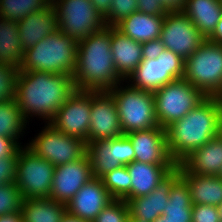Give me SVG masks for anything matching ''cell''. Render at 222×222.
<instances>
[{
    "instance_id": "bcb514c9",
    "label": "cell",
    "mask_w": 222,
    "mask_h": 222,
    "mask_svg": "<svg viewBox=\"0 0 222 222\" xmlns=\"http://www.w3.org/2000/svg\"><path fill=\"white\" fill-rule=\"evenodd\" d=\"M61 222H88L77 217L71 216L70 214L66 213L62 218Z\"/></svg>"
},
{
    "instance_id": "e575fe53",
    "label": "cell",
    "mask_w": 222,
    "mask_h": 222,
    "mask_svg": "<svg viewBox=\"0 0 222 222\" xmlns=\"http://www.w3.org/2000/svg\"><path fill=\"white\" fill-rule=\"evenodd\" d=\"M129 217L127 202L122 199H113L96 216L93 222H126Z\"/></svg>"
},
{
    "instance_id": "d6986e66",
    "label": "cell",
    "mask_w": 222,
    "mask_h": 222,
    "mask_svg": "<svg viewBox=\"0 0 222 222\" xmlns=\"http://www.w3.org/2000/svg\"><path fill=\"white\" fill-rule=\"evenodd\" d=\"M102 179L93 178L73 196L66 205L67 213L79 219L93 222L96 216L111 202Z\"/></svg>"
},
{
    "instance_id": "ffe728a7",
    "label": "cell",
    "mask_w": 222,
    "mask_h": 222,
    "mask_svg": "<svg viewBox=\"0 0 222 222\" xmlns=\"http://www.w3.org/2000/svg\"><path fill=\"white\" fill-rule=\"evenodd\" d=\"M23 51L59 30L57 13L51 3L45 9L30 13L17 21Z\"/></svg>"
},
{
    "instance_id": "f907efd6",
    "label": "cell",
    "mask_w": 222,
    "mask_h": 222,
    "mask_svg": "<svg viewBox=\"0 0 222 222\" xmlns=\"http://www.w3.org/2000/svg\"><path fill=\"white\" fill-rule=\"evenodd\" d=\"M220 134L222 135V122H221V130H220Z\"/></svg>"
},
{
    "instance_id": "d6a6232c",
    "label": "cell",
    "mask_w": 222,
    "mask_h": 222,
    "mask_svg": "<svg viewBox=\"0 0 222 222\" xmlns=\"http://www.w3.org/2000/svg\"><path fill=\"white\" fill-rule=\"evenodd\" d=\"M23 198L15 183L0 185V216L21 212Z\"/></svg>"
},
{
    "instance_id": "9a60e30c",
    "label": "cell",
    "mask_w": 222,
    "mask_h": 222,
    "mask_svg": "<svg viewBox=\"0 0 222 222\" xmlns=\"http://www.w3.org/2000/svg\"><path fill=\"white\" fill-rule=\"evenodd\" d=\"M124 135L116 102L108 91H91V117L86 145Z\"/></svg>"
},
{
    "instance_id": "4316f807",
    "label": "cell",
    "mask_w": 222,
    "mask_h": 222,
    "mask_svg": "<svg viewBox=\"0 0 222 222\" xmlns=\"http://www.w3.org/2000/svg\"><path fill=\"white\" fill-rule=\"evenodd\" d=\"M23 222H61L66 204L50 198H28L21 206Z\"/></svg>"
},
{
    "instance_id": "7bdbcfd3",
    "label": "cell",
    "mask_w": 222,
    "mask_h": 222,
    "mask_svg": "<svg viewBox=\"0 0 222 222\" xmlns=\"http://www.w3.org/2000/svg\"><path fill=\"white\" fill-rule=\"evenodd\" d=\"M208 41L222 45V16L219 22L216 25L215 30L213 33L207 38Z\"/></svg>"
},
{
    "instance_id": "836d02e7",
    "label": "cell",
    "mask_w": 222,
    "mask_h": 222,
    "mask_svg": "<svg viewBox=\"0 0 222 222\" xmlns=\"http://www.w3.org/2000/svg\"><path fill=\"white\" fill-rule=\"evenodd\" d=\"M138 11L137 0H112L109 14L104 18L106 26H116L123 19Z\"/></svg>"
},
{
    "instance_id": "ba28073f",
    "label": "cell",
    "mask_w": 222,
    "mask_h": 222,
    "mask_svg": "<svg viewBox=\"0 0 222 222\" xmlns=\"http://www.w3.org/2000/svg\"><path fill=\"white\" fill-rule=\"evenodd\" d=\"M24 147L21 146L16 156L15 184L23 200L49 198L55 166L35 154L27 146Z\"/></svg>"
},
{
    "instance_id": "d4e9b609",
    "label": "cell",
    "mask_w": 222,
    "mask_h": 222,
    "mask_svg": "<svg viewBox=\"0 0 222 222\" xmlns=\"http://www.w3.org/2000/svg\"><path fill=\"white\" fill-rule=\"evenodd\" d=\"M164 17L165 15H149L136 11L115 27L129 38L145 43L160 38Z\"/></svg>"
},
{
    "instance_id": "3957f363",
    "label": "cell",
    "mask_w": 222,
    "mask_h": 222,
    "mask_svg": "<svg viewBox=\"0 0 222 222\" xmlns=\"http://www.w3.org/2000/svg\"><path fill=\"white\" fill-rule=\"evenodd\" d=\"M72 77L80 91H109L123 81L112 58L110 26L78 42Z\"/></svg>"
},
{
    "instance_id": "9c48e42d",
    "label": "cell",
    "mask_w": 222,
    "mask_h": 222,
    "mask_svg": "<svg viewBox=\"0 0 222 222\" xmlns=\"http://www.w3.org/2000/svg\"><path fill=\"white\" fill-rule=\"evenodd\" d=\"M52 4L57 13L59 30L76 42L106 26L91 0H52Z\"/></svg>"
},
{
    "instance_id": "7a4b0ae2",
    "label": "cell",
    "mask_w": 222,
    "mask_h": 222,
    "mask_svg": "<svg viewBox=\"0 0 222 222\" xmlns=\"http://www.w3.org/2000/svg\"><path fill=\"white\" fill-rule=\"evenodd\" d=\"M221 122L222 97L207 96L183 118L167 126L168 151L176 165L220 134Z\"/></svg>"
},
{
    "instance_id": "f6af8a7d",
    "label": "cell",
    "mask_w": 222,
    "mask_h": 222,
    "mask_svg": "<svg viewBox=\"0 0 222 222\" xmlns=\"http://www.w3.org/2000/svg\"><path fill=\"white\" fill-rule=\"evenodd\" d=\"M0 222H23V216L21 212H15L13 214L1 215Z\"/></svg>"
},
{
    "instance_id": "f1b7e54d",
    "label": "cell",
    "mask_w": 222,
    "mask_h": 222,
    "mask_svg": "<svg viewBox=\"0 0 222 222\" xmlns=\"http://www.w3.org/2000/svg\"><path fill=\"white\" fill-rule=\"evenodd\" d=\"M23 52L17 21L0 17V63L18 68Z\"/></svg>"
},
{
    "instance_id": "1f68e13d",
    "label": "cell",
    "mask_w": 222,
    "mask_h": 222,
    "mask_svg": "<svg viewBox=\"0 0 222 222\" xmlns=\"http://www.w3.org/2000/svg\"><path fill=\"white\" fill-rule=\"evenodd\" d=\"M101 179L113 199L127 201L131 198L132 180L127 171V166L115 168L105 174Z\"/></svg>"
},
{
    "instance_id": "30bf717a",
    "label": "cell",
    "mask_w": 222,
    "mask_h": 222,
    "mask_svg": "<svg viewBox=\"0 0 222 222\" xmlns=\"http://www.w3.org/2000/svg\"><path fill=\"white\" fill-rule=\"evenodd\" d=\"M184 65L181 56L165 49L156 59H143L127 80L136 89L155 92L167 83L182 79Z\"/></svg>"
},
{
    "instance_id": "7402d4cb",
    "label": "cell",
    "mask_w": 222,
    "mask_h": 222,
    "mask_svg": "<svg viewBox=\"0 0 222 222\" xmlns=\"http://www.w3.org/2000/svg\"><path fill=\"white\" fill-rule=\"evenodd\" d=\"M180 165L190 174L219 176L222 170V135L194 150Z\"/></svg>"
},
{
    "instance_id": "4dcf8cb0",
    "label": "cell",
    "mask_w": 222,
    "mask_h": 222,
    "mask_svg": "<svg viewBox=\"0 0 222 222\" xmlns=\"http://www.w3.org/2000/svg\"><path fill=\"white\" fill-rule=\"evenodd\" d=\"M51 3V0H1L0 17L20 21L30 13L45 9Z\"/></svg>"
},
{
    "instance_id": "7c38bea8",
    "label": "cell",
    "mask_w": 222,
    "mask_h": 222,
    "mask_svg": "<svg viewBox=\"0 0 222 222\" xmlns=\"http://www.w3.org/2000/svg\"><path fill=\"white\" fill-rule=\"evenodd\" d=\"M159 39L165 49L173 51L184 60L206 40L182 11H169L165 14Z\"/></svg>"
},
{
    "instance_id": "ee69618b",
    "label": "cell",
    "mask_w": 222,
    "mask_h": 222,
    "mask_svg": "<svg viewBox=\"0 0 222 222\" xmlns=\"http://www.w3.org/2000/svg\"><path fill=\"white\" fill-rule=\"evenodd\" d=\"M168 11H181L185 0H161Z\"/></svg>"
},
{
    "instance_id": "6da1fadb",
    "label": "cell",
    "mask_w": 222,
    "mask_h": 222,
    "mask_svg": "<svg viewBox=\"0 0 222 222\" xmlns=\"http://www.w3.org/2000/svg\"><path fill=\"white\" fill-rule=\"evenodd\" d=\"M75 91L73 77L67 74L18 71L15 79V100L28 123L33 115L49 123Z\"/></svg>"
},
{
    "instance_id": "7dc6e473",
    "label": "cell",
    "mask_w": 222,
    "mask_h": 222,
    "mask_svg": "<svg viewBox=\"0 0 222 222\" xmlns=\"http://www.w3.org/2000/svg\"><path fill=\"white\" fill-rule=\"evenodd\" d=\"M153 222H172V221H169L167 217L162 215V216L156 218Z\"/></svg>"
},
{
    "instance_id": "5bb4252c",
    "label": "cell",
    "mask_w": 222,
    "mask_h": 222,
    "mask_svg": "<svg viewBox=\"0 0 222 222\" xmlns=\"http://www.w3.org/2000/svg\"><path fill=\"white\" fill-rule=\"evenodd\" d=\"M91 117V91L76 90L49 122L56 130L88 141Z\"/></svg>"
},
{
    "instance_id": "44dd1931",
    "label": "cell",
    "mask_w": 222,
    "mask_h": 222,
    "mask_svg": "<svg viewBox=\"0 0 222 222\" xmlns=\"http://www.w3.org/2000/svg\"><path fill=\"white\" fill-rule=\"evenodd\" d=\"M111 53L118 76L124 81L143 60L142 43L124 35L115 26H110Z\"/></svg>"
},
{
    "instance_id": "484cf974",
    "label": "cell",
    "mask_w": 222,
    "mask_h": 222,
    "mask_svg": "<svg viewBox=\"0 0 222 222\" xmlns=\"http://www.w3.org/2000/svg\"><path fill=\"white\" fill-rule=\"evenodd\" d=\"M207 39L222 16L220 0H185L181 10Z\"/></svg>"
},
{
    "instance_id": "f35d334b",
    "label": "cell",
    "mask_w": 222,
    "mask_h": 222,
    "mask_svg": "<svg viewBox=\"0 0 222 222\" xmlns=\"http://www.w3.org/2000/svg\"><path fill=\"white\" fill-rule=\"evenodd\" d=\"M16 139L0 135V159L16 158L20 145Z\"/></svg>"
},
{
    "instance_id": "c3c4849f",
    "label": "cell",
    "mask_w": 222,
    "mask_h": 222,
    "mask_svg": "<svg viewBox=\"0 0 222 222\" xmlns=\"http://www.w3.org/2000/svg\"><path fill=\"white\" fill-rule=\"evenodd\" d=\"M219 211L220 222H222V203L217 206Z\"/></svg>"
},
{
    "instance_id": "8d00e7d4",
    "label": "cell",
    "mask_w": 222,
    "mask_h": 222,
    "mask_svg": "<svg viewBox=\"0 0 222 222\" xmlns=\"http://www.w3.org/2000/svg\"><path fill=\"white\" fill-rule=\"evenodd\" d=\"M192 222H220L217 206L211 205H193Z\"/></svg>"
},
{
    "instance_id": "ab89813d",
    "label": "cell",
    "mask_w": 222,
    "mask_h": 222,
    "mask_svg": "<svg viewBox=\"0 0 222 222\" xmlns=\"http://www.w3.org/2000/svg\"><path fill=\"white\" fill-rule=\"evenodd\" d=\"M138 11L149 15H165L169 11L166 9L161 0H137Z\"/></svg>"
},
{
    "instance_id": "5b68a950",
    "label": "cell",
    "mask_w": 222,
    "mask_h": 222,
    "mask_svg": "<svg viewBox=\"0 0 222 222\" xmlns=\"http://www.w3.org/2000/svg\"><path fill=\"white\" fill-rule=\"evenodd\" d=\"M117 84L108 92L113 96L123 134L159 127L153 92Z\"/></svg>"
},
{
    "instance_id": "cb8c5ba5",
    "label": "cell",
    "mask_w": 222,
    "mask_h": 222,
    "mask_svg": "<svg viewBox=\"0 0 222 222\" xmlns=\"http://www.w3.org/2000/svg\"><path fill=\"white\" fill-rule=\"evenodd\" d=\"M131 177V198L145 196L156 189L158 183L176 165H155L146 164L138 161L126 165Z\"/></svg>"
},
{
    "instance_id": "277c9868",
    "label": "cell",
    "mask_w": 222,
    "mask_h": 222,
    "mask_svg": "<svg viewBox=\"0 0 222 222\" xmlns=\"http://www.w3.org/2000/svg\"><path fill=\"white\" fill-rule=\"evenodd\" d=\"M78 42L58 30L23 52L18 71L73 75Z\"/></svg>"
},
{
    "instance_id": "e0dca14e",
    "label": "cell",
    "mask_w": 222,
    "mask_h": 222,
    "mask_svg": "<svg viewBox=\"0 0 222 222\" xmlns=\"http://www.w3.org/2000/svg\"><path fill=\"white\" fill-rule=\"evenodd\" d=\"M180 178V170L175 166L151 193L127 200L129 216L139 222H153L163 215L169 201V191Z\"/></svg>"
},
{
    "instance_id": "60d3db41",
    "label": "cell",
    "mask_w": 222,
    "mask_h": 222,
    "mask_svg": "<svg viewBox=\"0 0 222 222\" xmlns=\"http://www.w3.org/2000/svg\"><path fill=\"white\" fill-rule=\"evenodd\" d=\"M164 50L165 46L160 39L142 43L143 59H156Z\"/></svg>"
},
{
    "instance_id": "ac0fdd59",
    "label": "cell",
    "mask_w": 222,
    "mask_h": 222,
    "mask_svg": "<svg viewBox=\"0 0 222 222\" xmlns=\"http://www.w3.org/2000/svg\"><path fill=\"white\" fill-rule=\"evenodd\" d=\"M126 136L132 142L135 161L155 165H176L168 151L165 128L159 126L133 131Z\"/></svg>"
},
{
    "instance_id": "74e56055",
    "label": "cell",
    "mask_w": 222,
    "mask_h": 222,
    "mask_svg": "<svg viewBox=\"0 0 222 222\" xmlns=\"http://www.w3.org/2000/svg\"><path fill=\"white\" fill-rule=\"evenodd\" d=\"M16 181V158L0 159V185L15 183Z\"/></svg>"
},
{
    "instance_id": "681fc988",
    "label": "cell",
    "mask_w": 222,
    "mask_h": 222,
    "mask_svg": "<svg viewBox=\"0 0 222 222\" xmlns=\"http://www.w3.org/2000/svg\"><path fill=\"white\" fill-rule=\"evenodd\" d=\"M126 222H139V221H136L135 219H133L129 216L128 219L126 220Z\"/></svg>"
},
{
    "instance_id": "52a82bcc",
    "label": "cell",
    "mask_w": 222,
    "mask_h": 222,
    "mask_svg": "<svg viewBox=\"0 0 222 222\" xmlns=\"http://www.w3.org/2000/svg\"><path fill=\"white\" fill-rule=\"evenodd\" d=\"M153 95L155 115L163 128L183 118L207 97L184 78L167 83Z\"/></svg>"
},
{
    "instance_id": "b9f144b4",
    "label": "cell",
    "mask_w": 222,
    "mask_h": 222,
    "mask_svg": "<svg viewBox=\"0 0 222 222\" xmlns=\"http://www.w3.org/2000/svg\"><path fill=\"white\" fill-rule=\"evenodd\" d=\"M91 2L103 18L109 14L112 0H91Z\"/></svg>"
},
{
    "instance_id": "d590c367",
    "label": "cell",
    "mask_w": 222,
    "mask_h": 222,
    "mask_svg": "<svg viewBox=\"0 0 222 222\" xmlns=\"http://www.w3.org/2000/svg\"><path fill=\"white\" fill-rule=\"evenodd\" d=\"M18 68L0 63V103L15 99V79Z\"/></svg>"
},
{
    "instance_id": "2e32d148",
    "label": "cell",
    "mask_w": 222,
    "mask_h": 222,
    "mask_svg": "<svg viewBox=\"0 0 222 222\" xmlns=\"http://www.w3.org/2000/svg\"><path fill=\"white\" fill-rule=\"evenodd\" d=\"M92 176L89 158H82L55 166L50 199L66 204L88 183Z\"/></svg>"
},
{
    "instance_id": "603a6c76",
    "label": "cell",
    "mask_w": 222,
    "mask_h": 222,
    "mask_svg": "<svg viewBox=\"0 0 222 222\" xmlns=\"http://www.w3.org/2000/svg\"><path fill=\"white\" fill-rule=\"evenodd\" d=\"M180 177L189 186L193 205L218 206L222 203V178L220 176L188 173L180 164Z\"/></svg>"
},
{
    "instance_id": "8fae6325",
    "label": "cell",
    "mask_w": 222,
    "mask_h": 222,
    "mask_svg": "<svg viewBox=\"0 0 222 222\" xmlns=\"http://www.w3.org/2000/svg\"><path fill=\"white\" fill-rule=\"evenodd\" d=\"M27 147L54 166L74 162L86 154V142L56 130L47 123Z\"/></svg>"
},
{
    "instance_id": "83f0119b",
    "label": "cell",
    "mask_w": 222,
    "mask_h": 222,
    "mask_svg": "<svg viewBox=\"0 0 222 222\" xmlns=\"http://www.w3.org/2000/svg\"><path fill=\"white\" fill-rule=\"evenodd\" d=\"M192 206L189 186L180 177L170 188L163 216L172 222H192Z\"/></svg>"
},
{
    "instance_id": "8992f818",
    "label": "cell",
    "mask_w": 222,
    "mask_h": 222,
    "mask_svg": "<svg viewBox=\"0 0 222 222\" xmlns=\"http://www.w3.org/2000/svg\"><path fill=\"white\" fill-rule=\"evenodd\" d=\"M183 78L206 96L222 97V45L206 39L185 59Z\"/></svg>"
},
{
    "instance_id": "4fadbf2b",
    "label": "cell",
    "mask_w": 222,
    "mask_h": 222,
    "mask_svg": "<svg viewBox=\"0 0 222 222\" xmlns=\"http://www.w3.org/2000/svg\"><path fill=\"white\" fill-rule=\"evenodd\" d=\"M93 178H102L108 172L120 166H126L135 160L132 142L126 135L109 140H98L86 145Z\"/></svg>"
},
{
    "instance_id": "f546056e",
    "label": "cell",
    "mask_w": 222,
    "mask_h": 222,
    "mask_svg": "<svg viewBox=\"0 0 222 222\" xmlns=\"http://www.w3.org/2000/svg\"><path fill=\"white\" fill-rule=\"evenodd\" d=\"M26 123V124H25ZM27 121L23 117L15 99L0 103V135L17 141L25 132Z\"/></svg>"
}]
</instances>
